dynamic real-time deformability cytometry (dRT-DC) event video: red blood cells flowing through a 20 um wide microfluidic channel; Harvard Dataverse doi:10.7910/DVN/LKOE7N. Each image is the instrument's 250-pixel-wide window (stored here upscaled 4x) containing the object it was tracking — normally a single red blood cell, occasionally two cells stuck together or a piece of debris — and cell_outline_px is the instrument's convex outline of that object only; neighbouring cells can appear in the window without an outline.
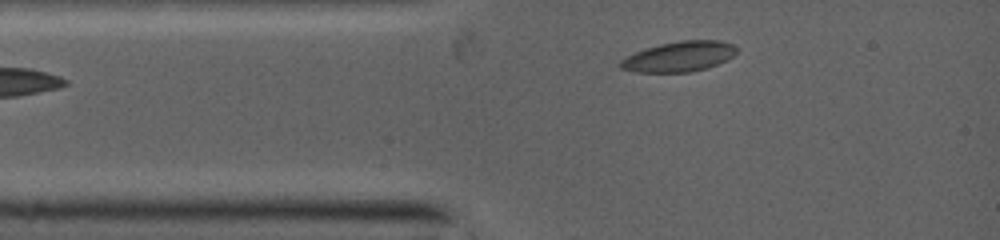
{"species": "common noctule bat (a hibernating species)", "species_latin": "Nyctalus noctula", "temperature_condition": "warm", "stored_images_in_passage": 4, "camera_frame_rate_fps": 5000, "um_per_image_px": 0.085, "animal": {"sex": "female", "body_mass_g": 19.0, "forearm_length_mm": 53.3}, "frame": {"image": 1, "passage_image": 4, "time_ms": 2.0, "image_size_px": [1000, 240], "cell_outline_px": [[736, 52], [732, 56], [716, 64], [704, 68], [688, 72], [636, 72], [620, 68], [620, 60], [636, 52], [660, 44], [684, 40], [716, 40], [732, 44], [736, 48]], "centroid_in_image_um": [57.7, 4.81], "position_along_channel_um": 27.3, "area_um2": 19.94}}